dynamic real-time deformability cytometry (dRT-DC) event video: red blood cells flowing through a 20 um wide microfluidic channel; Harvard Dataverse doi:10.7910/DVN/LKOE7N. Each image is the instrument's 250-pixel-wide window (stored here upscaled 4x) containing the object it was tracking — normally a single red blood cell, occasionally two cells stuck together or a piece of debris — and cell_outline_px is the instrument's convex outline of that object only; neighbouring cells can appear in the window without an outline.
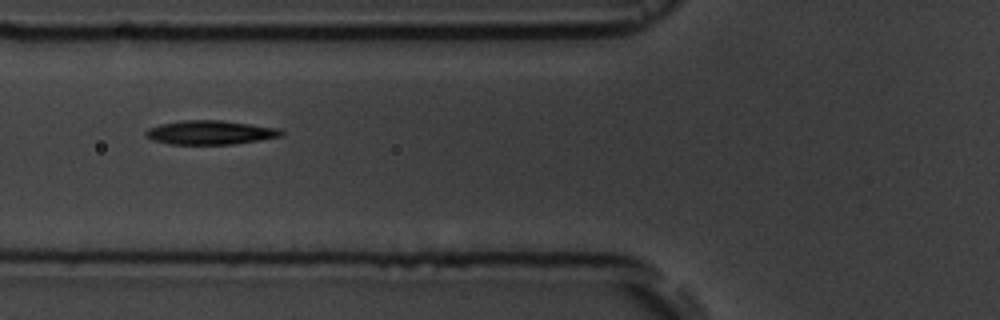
{"species": "common noctule bat (a hibernating species)", "species_latin": "Nyctalus noctula", "temperature_condition": "room temperature", "stored_images_in_passage": 7, "camera_frame_rate_fps": 3000, "um_per_image_px": 0.085, "animal": {"sex": "male", "body_mass_g": 19.5, "forearm_length_mm": 54.6}, "frame": {"image": 1, "passage_image": 6, "time_ms": 7.333, "image_size_px": [1000, 320], "cell_outline_px": [[284, 136], [260, 140], [232, 144], [172, 144], [152, 140], [144, 136], [144, 132], [148, 128], [160, 124], [184, 120], [220, 120], [280, 128], [284, 132]], "centroid_in_image_um": [17.88, 11.26], "position_along_channel_um": 107.9, "area_um2": 19.02}}
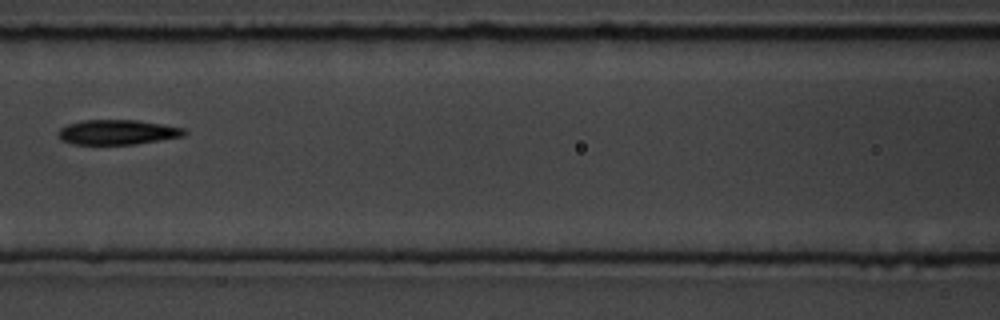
{"frame": {"image": 2, "passage_image": 7, "time_ms": 8.667, "image_size_px": [1000, 320], "cell_outline_px": [[188, 132], [184, 136], [136, 144], [72, 144], [60, 140], [56, 136], [56, 132], [60, 128], [68, 124], [84, 120], [136, 120], [184, 128]], "centroid_in_image_um": [9.94, 11.24], "position_along_channel_um": 156.7, "area_um2": 18.32}}